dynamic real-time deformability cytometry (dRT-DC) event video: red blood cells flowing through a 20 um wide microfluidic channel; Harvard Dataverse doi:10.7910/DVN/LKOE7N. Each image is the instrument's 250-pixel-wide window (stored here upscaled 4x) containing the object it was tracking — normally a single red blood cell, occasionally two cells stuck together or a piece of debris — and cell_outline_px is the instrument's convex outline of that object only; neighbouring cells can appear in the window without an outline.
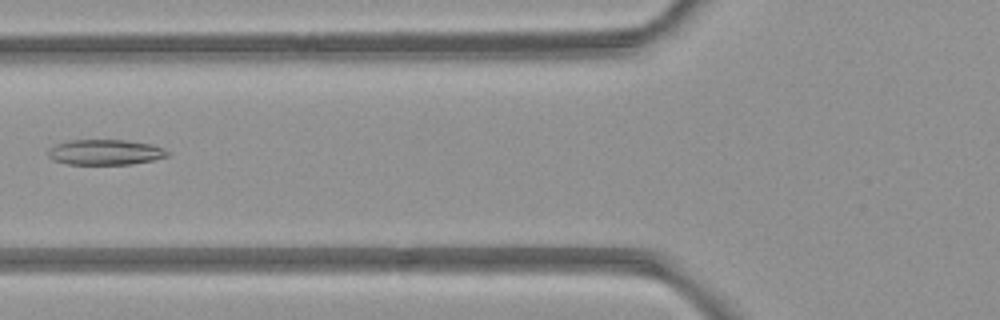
{"species": "common noctule bat (a hibernating species)", "species_latin": "Nyctalus noctula", "temperature_condition": "room temperature", "stored_images_in_passage": 6, "camera_frame_rate_fps": 3000, "um_per_image_px": 0.085, "animal": {"sex": "female", "body_mass_g": 21.9}, "frame": {"image": 1, "passage_image": 6, "time_ms": 5.667, "image_size_px": [1000, 320], "cell_outline_px": [[168, 156], [152, 160], [132, 164], [68, 164], [52, 160], [48, 156], [48, 148], [56, 144], [68, 140], [124, 140], [152, 144], [164, 148], [168, 152]], "centroid_in_image_um": [8.92, 12.93], "position_along_channel_um": 116.9, "area_um2": 17.69}}